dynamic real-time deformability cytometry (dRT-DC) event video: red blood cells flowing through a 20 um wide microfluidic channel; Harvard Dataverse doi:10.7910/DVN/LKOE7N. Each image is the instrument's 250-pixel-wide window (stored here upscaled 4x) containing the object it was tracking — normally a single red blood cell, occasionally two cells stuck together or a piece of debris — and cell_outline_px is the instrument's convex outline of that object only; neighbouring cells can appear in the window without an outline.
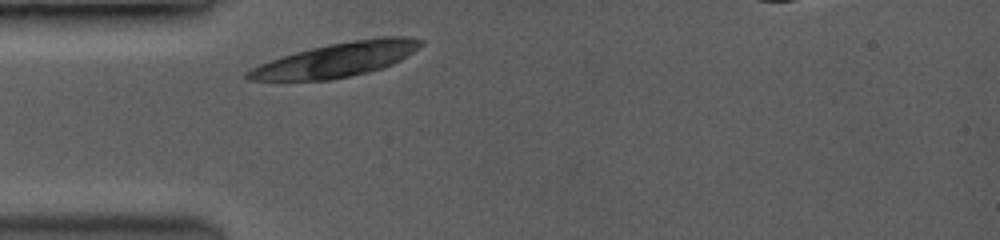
{"species": "common noctule bat (a hibernating species)", "species_latin": "Nyctalus noctula", "temperature_condition": "room temperature", "stored_images_in_passage": 21, "camera_frame_rate_fps": 3500, "um_per_image_px": 0.085, "animal": {"sex": "female", "body_mass_g": 19.0, "forearm_length_mm": 53.3}, "frame": {"image": 1, "passage_image": 1, "time_ms": 0.0, "image_size_px": [1000, 240], "cell_outline_px": [[424, 44], [400, 60], [392, 64], [368, 72], [328, 80], [248, 80], [244, 76], [244, 72], [260, 64], [280, 56], [328, 44], [376, 36], [404, 36], [424, 40]], "centroid_in_image_um": [28.6, 5.06], "position_along_channel_um": 56.4, "area_um2": 34.33}}
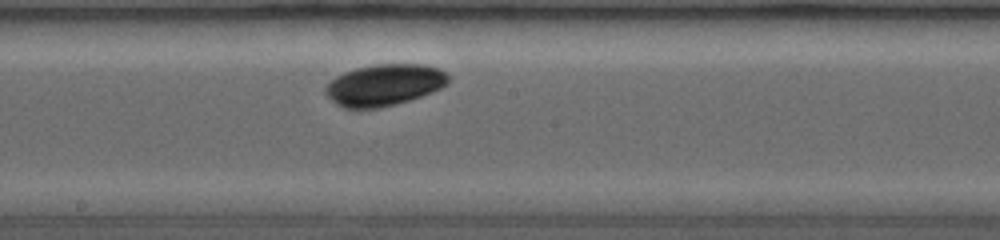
{"frame": {"image": 2, "passage_image": 12, "time_ms": 4.286, "image_size_px": [1000, 240], "cell_outline_px": [[448, 84], [440, 88], [420, 96], [408, 100], [376, 108], [344, 108], [332, 100], [328, 96], [324, 88], [336, 76], [344, 72], [356, 68], [376, 64], [424, 64], [440, 68], [448, 72]], "centroid_in_image_um": [32.69, 7.19], "position_along_channel_um": 215.5, "area_um2": 29.42}}
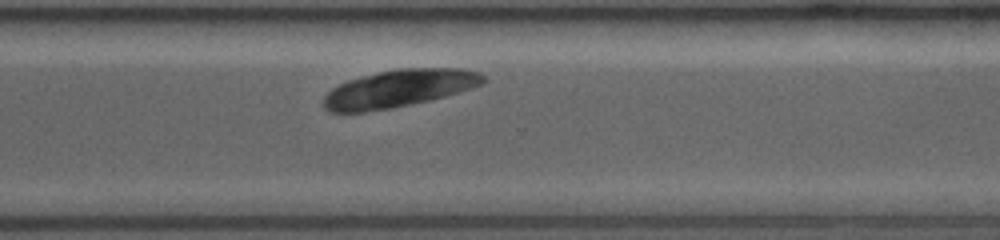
{"frame": {"image": 3, "passage_image": 21, "time_ms": 7.429, "image_size_px": [1000, 240], "cell_outline_px": [[484, 80], [480, 84], [472, 88], [460, 92], [432, 100], [392, 108], [364, 112], [328, 112], [324, 108], [324, 96], [332, 88], [348, 80], [380, 72], [400, 68], [456, 68], [476, 72], [484, 76]], "centroid_in_image_um": [33.89, 7.54], "position_along_channel_um": 336.7, "area_um2": 34.56}}